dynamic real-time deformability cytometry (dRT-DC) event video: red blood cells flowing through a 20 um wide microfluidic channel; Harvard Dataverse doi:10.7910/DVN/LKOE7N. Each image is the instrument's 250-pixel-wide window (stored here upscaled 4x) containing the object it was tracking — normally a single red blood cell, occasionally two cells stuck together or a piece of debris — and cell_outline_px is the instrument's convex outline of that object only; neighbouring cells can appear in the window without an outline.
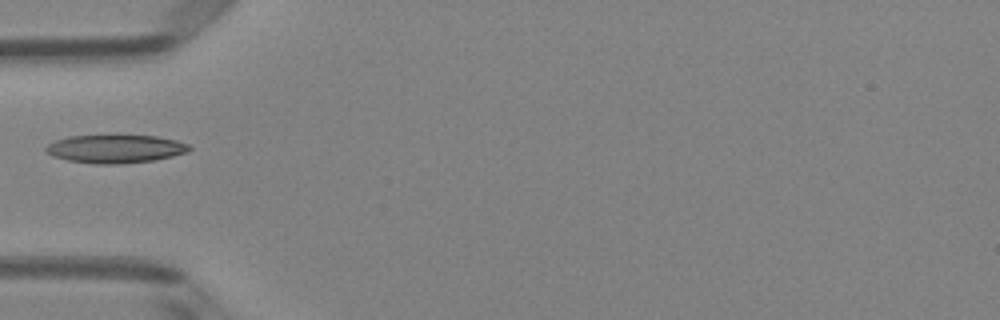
{"species": "Egyptian fruit bat (a non-hibernating species)", "species_latin": "Rousettus aegyptiacus", "temperature_condition": "room temperature", "stored_images_in_passage": 5, "camera_frame_rate_fps": 3000, "um_per_image_px": 0.085, "animal": {"sex": "female"}, "frame": {"image": 1, "passage_image": 4, "time_ms": 1.0, "image_size_px": [1000, 320], "cell_outline_px": [[192, 148], [188, 152], [172, 156], [152, 160], [120, 164], [96, 164], [68, 160], [52, 156], [44, 152], [44, 148], [48, 144], [56, 140], [68, 136], [156, 136], [176, 140], [188, 144]], "centroid_in_image_um": [9.78, 12.66], "position_along_channel_um": 75.2, "area_um2": 23.47}}
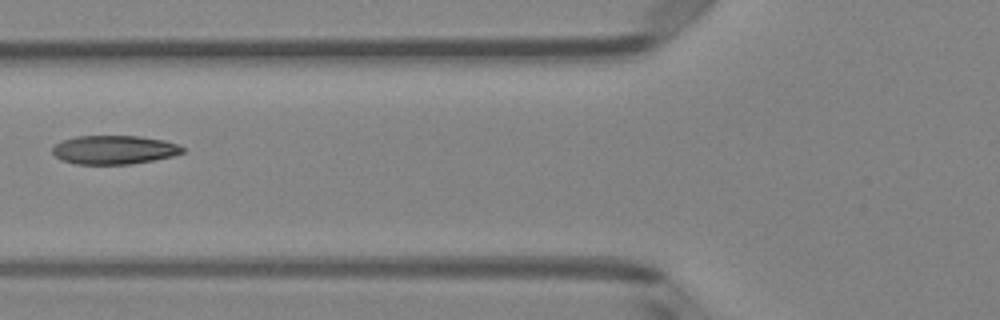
{"frame": {"image": 2, "passage_image": 5, "time_ms": 1.333, "image_size_px": [1000, 320], "cell_outline_px": [[184, 152], [172, 156], [132, 164], [76, 164], [60, 160], [52, 152], [52, 148], [56, 144], [64, 140], [76, 136], [140, 136], [164, 140], [176, 144], [184, 148]], "centroid_in_image_um": [9.69, 12.73], "position_along_channel_um": 116.1, "area_um2": 21.73}}